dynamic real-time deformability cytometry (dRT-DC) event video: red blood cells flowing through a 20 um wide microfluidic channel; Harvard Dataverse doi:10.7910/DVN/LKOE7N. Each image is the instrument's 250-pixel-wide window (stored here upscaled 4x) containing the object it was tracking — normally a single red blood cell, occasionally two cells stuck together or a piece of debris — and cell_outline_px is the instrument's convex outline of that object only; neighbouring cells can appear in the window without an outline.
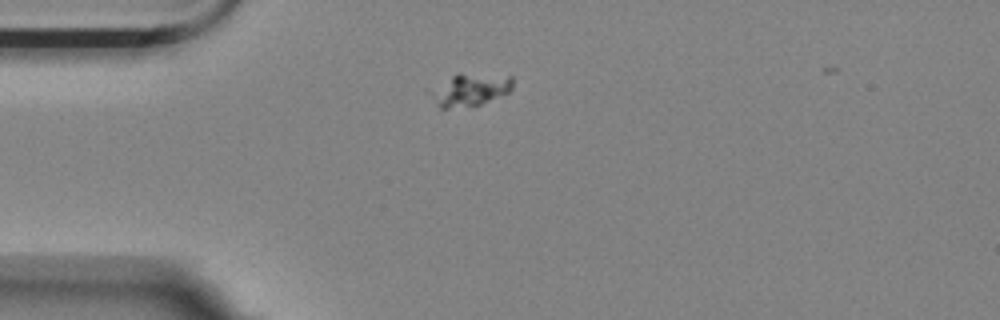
{"species": "Egyptian fruit bat (a non-hibernating species)", "species_latin": "Rousettus aegyptiacus", "temperature_condition": "room temperature", "stored_images_in_passage": 2, "camera_frame_rate_fps": 3000, "um_per_image_px": 0.085, "animal": {"sex": "female"}, "frame": {"image": 1, "passage_image": 1, "time_ms": 0.0, "image_size_px": [1000, 320], "cell_outline_px": [[512, 88], [508, 92], [480, 104], [448, 108], [440, 108], [436, 104], [424, 88], [456, 72], [460, 72], [512, 76]], "centroid_in_image_um": [39.8, 7.58], "position_along_channel_um": 45.2, "area_um2": 16.18}}